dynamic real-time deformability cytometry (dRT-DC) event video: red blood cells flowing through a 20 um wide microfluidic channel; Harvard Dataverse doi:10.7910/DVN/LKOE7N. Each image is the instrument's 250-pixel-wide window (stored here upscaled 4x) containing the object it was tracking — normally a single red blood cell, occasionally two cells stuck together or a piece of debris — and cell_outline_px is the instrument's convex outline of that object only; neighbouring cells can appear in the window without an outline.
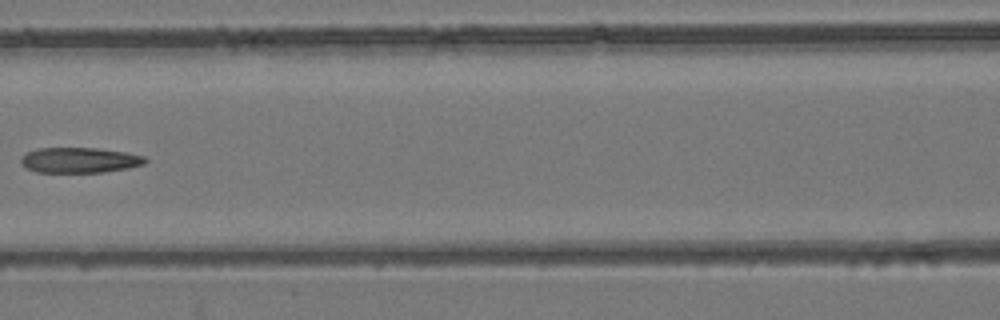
{"species": "common noctule bat (a hibernating species)", "species_latin": "Nyctalus noctula", "temperature_condition": "room temperature", "stored_images_in_passage": 8, "camera_frame_rate_fps": 3000, "um_per_image_px": 0.085, "animal": {"sex": "female", "body_mass_g": 24.6, "forearm_length_mm": 56.2}, "frame": {"image": 1, "passage_image": 7, "time_ms": 7.0, "image_size_px": [1000, 320], "cell_outline_px": [[148, 160], [144, 164], [128, 168], [104, 172], [36, 172], [28, 168], [20, 160], [20, 156], [28, 152], [40, 148], [96, 148], [124, 152], [144, 156]], "centroid_in_image_um": [6.78, 13.61], "position_along_channel_um": 159.8, "area_um2": 18.21}}
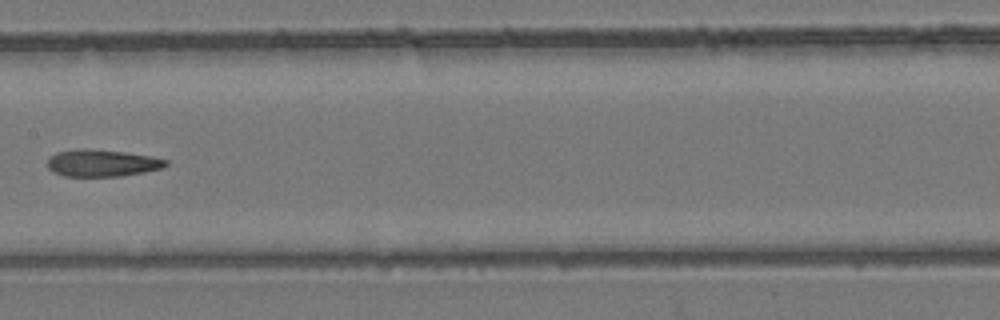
{"frame": {"image": 2, "passage_image": 8, "time_ms": 8.0, "image_size_px": [1000, 320], "cell_outline_px": [[168, 164], [164, 168], [144, 172], [120, 176], [64, 176], [52, 172], [48, 168], [48, 156], [56, 152], [76, 148], [88, 148], [124, 152], [152, 156], [168, 160]], "centroid_in_image_um": [8.66, 13.85], "position_along_channel_um": 198.7, "area_um2": 18.9}}